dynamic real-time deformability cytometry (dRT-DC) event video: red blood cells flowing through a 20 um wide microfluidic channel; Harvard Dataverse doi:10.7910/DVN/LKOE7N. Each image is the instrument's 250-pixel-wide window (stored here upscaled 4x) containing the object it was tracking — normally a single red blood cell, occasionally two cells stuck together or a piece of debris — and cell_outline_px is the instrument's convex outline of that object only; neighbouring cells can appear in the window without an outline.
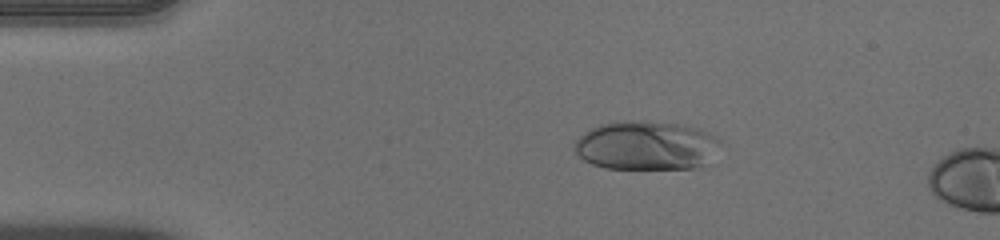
{"species": "human", "species_latin": "Homo sapiens", "temperature_condition": "warm", "stored_images_in_passage": 14, "camera_frame_rate_fps": 3000, "um_per_image_px": 0.085, "donor": {"sex": "male"}, "frame": {"image": 1, "passage_image": 10, "time_ms": 3.0, "image_size_px": [1000, 240], "cell_outline_px": [[720, 144], [700, 164], [692, 168], [604, 168], [592, 164], [584, 160], [572, 148], [576, 140], [584, 132], [600, 124], [676, 124], [692, 128], [716, 136], [720, 140]], "centroid_in_image_um": [54.83, 12.42], "position_along_channel_um": 30.2, "area_um2": 39.42}}